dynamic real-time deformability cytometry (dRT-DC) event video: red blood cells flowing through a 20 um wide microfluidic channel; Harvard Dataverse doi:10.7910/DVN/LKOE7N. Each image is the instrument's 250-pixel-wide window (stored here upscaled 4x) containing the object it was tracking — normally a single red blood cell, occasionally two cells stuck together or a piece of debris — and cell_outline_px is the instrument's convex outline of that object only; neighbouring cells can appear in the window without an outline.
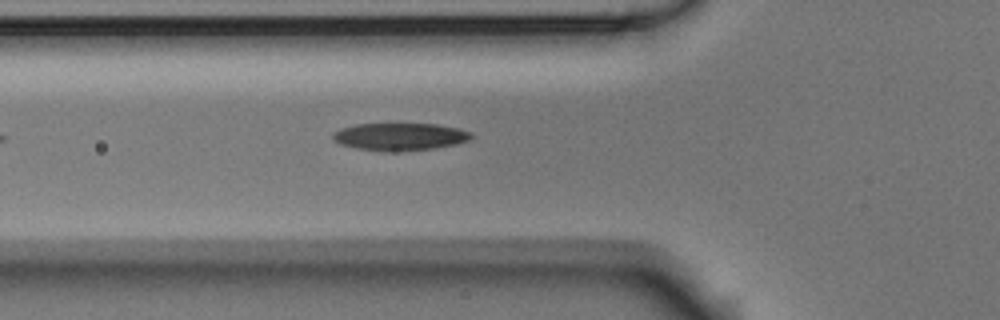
{"species": "Egyptian fruit bat (a non-hibernating species)", "species_latin": "Rousettus aegyptiacus", "temperature_condition": "room temperature", "stored_images_in_passage": 5, "camera_frame_rate_fps": 3000, "um_per_image_px": 0.085, "animal": {"sex": "male"}, "frame": {"image": 1, "passage_image": 5, "time_ms": 1.333, "image_size_px": [1000, 320], "cell_outline_px": [[472, 136], [468, 140], [456, 144], [436, 148], [356, 148], [340, 144], [332, 140], [332, 136], [340, 128], [356, 124], [436, 124], [456, 128], [472, 132]], "centroid_in_image_um": [34.0, 11.56], "position_along_channel_um": 91.8, "area_um2": 20.92}}